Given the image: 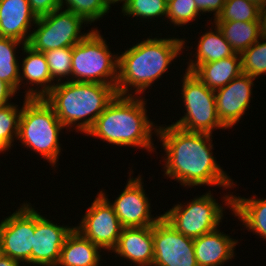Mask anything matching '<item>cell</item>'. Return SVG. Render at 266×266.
Masks as SVG:
<instances>
[{
    "instance_id": "cell-1",
    "label": "cell",
    "mask_w": 266,
    "mask_h": 266,
    "mask_svg": "<svg viewBox=\"0 0 266 266\" xmlns=\"http://www.w3.org/2000/svg\"><path fill=\"white\" fill-rule=\"evenodd\" d=\"M164 125H158L156 136L165 152L163 160L159 161L164 162L162 169L167 179H173L185 188L215 186L227 191L237 186V181L233 182L213 156L212 134Z\"/></svg>"
},
{
    "instance_id": "cell-2",
    "label": "cell",
    "mask_w": 266,
    "mask_h": 266,
    "mask_svg": "<svg viewBox=\"0 0 266 266\" xmlns=\"http://www.w3.org/2000/svg\"><path fill=\"white\" fill-rule=\"evenodd\" d=\"M170 36L169 34L168 37L154 38L151 35L143 41L132 44L121 54L118 53L117 95L144 96L143 93L148 88H152L156 81L164 78L162 76L171 69L170 65L172 66L176 58L185 53L184 49L189 51V46L186 44L189 41L185 40L186 37Z\"/></svg>"
},
{
    "instance_id": "cell-3",
    "label": "cell",
    "mask_w": 266,
    "mask_h": 266,
    "mask_svg": "<svg viewBox=\"0 0 266 266\" xmlns=\"http://www.w3.org/2000/svg\"><path fill=\"white\" fill-rule=\"evenodd\" d=\"M145 96L116 95L103 113L96 119L85 136L99 138L115 147H134L147 152H156L153 134L158 124L147 114Z\"/></svg>"
},
{
    "instance_id": "cell-4",
    "label": "cell",
    "mask_w": 266,
    "mask_h": 266,
    "mask_svg": "<svg viewBox=\"0 0 266 266\" xmlns=\"http://www.w3.org/2000/svg\"><path fill=\"white\" fill-rule=\"evenodd\" d=\"M116 95L112 85L64 81L56 83L44 99L67 131L86 134Z\"/></svg>"
},
{
    "instance_id": "cell-5",
    "label": "cell",
    "mask_w": 266,
    "mask_h": 266,
    "mask_svg": "<svg viewBox=\"0 0 266 266\" xmlns=\"http://www.w3.org/2000/svg\"><path fill=\"white\" fill-rule=\"evenodd\" d=\"M66 129L58 119L53 107L44 98L23 99L19 119L18 137L21 146L46 159L55 168L62 154L59 137Z\"/></svg>"
},
{
    "instance_id": "cell-6",
    "label": "cell",
    "mask_w": 266,
    "mask_h": 266,
    "mask_svg": "<svg viewBox=\"0 0 266 266\" xmlns=\"http://www.w3.org/2000/svg\"><path fill=\"white\" fill-rule=\"evenodd\" d=\"M221 198L222 204H219L209 190L201 196L190 199V202L182 201V204L178 201L172 208L162 213V217L175 230L195 239L221 227L219 225L225 218V210L229 208L232 211L233 192H226V195L224 194ZM224 206H227L226 209Z\"/></svg>"
},
{
    "instance_id": "cell-7",
    "label": "cell",
    "mask_w": 266,
    "mask_h": 266,
    "mask_svg": "<svg viewBox=\"0 0 266 266\" xmlns=\"http://www.w3.org/2000/svg\"><path fill=\"white\" fill-rule=\"evenodd\" d=\"M97 29L73 46L71 81L102 83L116 89L119 54L110 51Z\"/></svg>"
},
{
    "instance_id": "cell-8",
    "label": "cell",
    "mask_w": 266,
    "mask_h": 266,
    "mask_svg": "<svg viewBox=\"0 0 266 266\" xmlns=\"http://www.w3.org/2000/svg\"><path fill=\"white\" fill-rule=\"evenodd\" d=\"M181 78L180 99L185 109L182 117L172 124L189 132L213 134L217 129L226 130L217 114L215 92L192 72L185 71Z\"/></svg>"
},
{
    "instance_id": "cell-9",
    "label": "cell",
    "mask_w": 266,
    "mask_h": 266,
    "mask_svg": "<svg viewBox=\"0 0 266 266\" xmlns=\"http://www.w3.org/2000/svg\"><path fill=\"white\" fill-rule=\"evenodd\" d=\"M83 24L89 26L83 17L63 8L56 9L37 18L27 45L43 53L48 50L73 47L94 29L92 27L91 30L82 33Z\"/></svg>"
},
{
    "instance_id": "cell-10",
    "label": "cell",
    "mask_w": 266,
    "mask_h": 266,
    "mask_svg": "<svg viewBox=\"0 0 266 266\" xmlns=\"http://www.w3.org/2000/svg\"><path fill=\"white\" fill-rule=\"evenodd\" d=\"M27 202L0 221V245L4 256L31 266L36 208Z\"/></svg>"
},
{
    "instance_id": "cell-11",
    "label": "cell",
    "mask_w": 266,
    "mask_h": 266,
    "mask_svg": "<svg viewBox=\"0 0 266 266\" xmlns=\"http://www.w3.org/2000/svg\"><path fill=\"white\" fill-rule=\"evenodd\" d=\"M132 168L130 169L127 183L118 197L111 202L105 190L99 191L112 205L115 214L117 215L123 228L145 227L153 226L161 217L158 214L154 217L151 213L150 198L146 194L143 185L142 175L133 178L134 174Z\"/></svg>"
},
{
    "instance_id": "cell-12",
    "label": "cell",
    "mask_w": 266,
    "mask_h": 266,
    "mask_svg": "<svg viewBox=\"0 0 266 266\" xmlns=\"http://www.w3.org/2000/svg\"><path fill=\"white\" fill-rule=\"evenodd\" d=\"M96 195L74 228L102 250L111 253L123 227L109 201L100 192Z\"/></svg>"
},
{
    "instance_id": "cell-13",
    "label": "cell",
    "mask_w": 266,
    "mask_h": 266,
    "mask_svg": "<svg viewBox=\"0 0 266 266\" xmlns=\"http://www.w3.org/2000/svg\"><path fill=\"white\" fill-rule=\"evenodd\" d=\"M193 240L175 230L161 217L153 225L152 266H198Z\"/></svg>"
},
{
    "instance_id": "cell-14",
    "label": "cell",
    "mask_w": 266,
    "mask_h": 266,
    "mask_svg": "<svg viewBox=\"0 0 266 266\" xmlns=\"http://www.w3.org/2000/svg\"><path fill=\"white\" fill-rule=\"evenodd\" d=\"M256 78L241 74L226 86L215 90V103L221 123L229 129L238 124L243 115L249 110L253 99V86Z\"/></svg>"
},
{
    "instance_id": "cell-15",
    "label": "cell",
    "mask_w": 266,
    "mask_h": 266,
    "mask_svg": "<svg viewBox=\"0 0 266 266\" xmlns=\"http://www.w3.org/2000/svg\"><path fill=\"white\" fill-rule=\"evenodd\" d=\"M72 225H57L38 210H35V232L31 253L32 266H56L61 248L67 235L72 231Z\"/></svg>"
},
{
    "instance_id": "cell-16",
    "label": "cell",
    "mask_w": 266,
    "mask_h": 266,
    "mask_svg": "<svg viewBox=\"0 0 266 266\" xmlns=\"http://www.w3.org/2000/svg\"><path fill=\"white\" fill-rule=\"evenodd\" d=\"M21 50L25 56L20 62L19 91L25 86V98H44L56 85L44 53L33 50L27 44Z\"/></svg>"
},
{
    "instance_id": "cell-17",
    "label": "cell",
    "mask_w": 266,
    "mask_h": 266,
    "mask_svg": "<svg viewBox=\"0 0 266 266\" xmlns=\"http://www.w3.org/2000/svg\"><path fill=\"white\" fill-rule=\"evenodd\" d=\"M114 257L129 261L132 266H152L154 259L153 226L123 228ZM117 255V256H116Z\"/></svg>"
},
{
    "instance_id": "cell-18",
    "label": "cell",
    "mask_w": 266,
    "mask_h": 266,
    "mask_svg": "<svg viewBox=\"0 0 266 266\" xmlns=\"http://www.w3.org/2000/svg\"><path fill=\"white\" fill-rule=\"evenodd\" d=\"M36 20L28 0H0V37L28 44Z\"/></svg>"
},
{
    "instance_id": "cell-19",
    "label": "cell",
    "mask_w": 266,
    "mask_h": 266,
    "mask_svg": "<svg viewBox=\"0 0 266 266\" xmlns=\"http://www.w3.org/2000/svg\"><path fill=\"white\" fill-rule=\"evenodd\" d=\"M193 243L198 266H223L235 258L239 242L218 228L195 238Z\"/></svg>"
},
{
    "instance_id": "cell-20",
    "label": "cell",
    "mask_w": 266,
    "mask_h": 266,
    "mask_svg": "<svg viewBox=\"0 0 266 266\" xmlns=\"http://www.w3.org/2000/svg\"><path fill=\"white\" fill-rule=\"evenodd\" d=\"M210 22L212 23L208 24H211V28L207 29L209 31L206 30L197 38L199 41L197 42V47L195 46L194 48L195 51L189 52V56L195 58L189 57L185 71L193 72L202 63L218 61L236 54L218 26L213 21ZM192 52L194 53L192 54Z\"/></svg>"
},
{
    "instance_id": "cell-21",
    "label": "cell",
    "mask_w": 266,
    "mask_h": 266,
    "mask_svg": "<svg viewBox=\"0 0 266 266\" xmlns=\"http://www.w3.org/2000/svg\"><path fill=\"white\" fill-rule=\"evenodd\" d=\"M103 250L75 228L67 235L56 266H100ZM101 254V255H100Z\"/></svg>"
},
{
    "instance_id": "cell-22",
    "label": "cell",
    "mask_w": 266,
    "mask_h": 266,
    "mask_svg": "<svg viewBox=\"0 0 266 266\" xmlns=\"http://www.w3.org/2000/svg\"><path fill=\"white\" fill-rule=\"evenodd\" d=\"M192 73L208 88L215 91L243 73L241 56L236 53L218 61L202 63Z\"/></svg>"
},
{
    "instance_id": "cell-23",
    "label": "cell",
    "mask_w": 266,
    "mask_h": 266,
    "mask_svg": "<svg viewBox=\"0 0 266 266\" xmlns=\"http://www.w3.org/2000/svg\"><path fill=\"white\" fill-rule=\"evenodd\" d=\"M232 204L231 214L242 222V227L266 241V198L233 194Z\"/></svg>"
},
{
    "instance_id": "cell-24",
    "label": "cell",
    "mask_w": 266,
    "mask_h": 266,
    "mask_svg": "<svg viewBox=\"0 0 266 266\" xmlns=\"http://www.w3.org/2000/svg\"><path fill=\"white\" fill-rule=\"evenodd\" d=\"M233 50L241 54L262 35L261 21H214Z\"/></svg>"
},
{
    "instance_id": "cell-25",
    "label": "cell",
    "mask_w": 266,
    "mask_h": 266,
    "mask_svg": "<svg viewBox=\"0 0 266 266\" xmlns=\"http://www.w3.org/2000/svg\"><path fill=\"white\" fill-rule=\"evenodd\" d=\"M26 44L13 38L0 37V80L19 92L20 63L17 59L18 48Z\"/></svg>"
},
{
    "instance_id": "cell-26",
    "label": "cell",
    "mask_w": 266,
    "mask_h": 266,
    "mask_svg": "<svg viewBox=\"0 0 266 266\" xmlns=\"http://www.w3.org/2000/svg\"><path fill=\"white\" fill-rule=\"evenodd\" d=\"M167 7L166 0H128L120 11L123 16L133 17V20L136 17L135 19L142 23H144V20L146 23L147 20L149 22L151 19V22L160 17L162 18L160 22H163L167 16Z\"/></svg>"
},
{
    "instance_id": "cell-27",
    "label": "cell",
    "mask_w": 266,
    "mask_h": 266,
    "mask_svg": "<svg viewBox=\"0 0 266 266\" xmlns=\"http://www.w3.org/2000/svg\"><path fill=\"white\" fill-rule=\"evenodd\" d=\"M10 103L0 107V153L9 152L18 137L22 107Z\"/></svg>"
},
{
    "instance_id": "cell-28",
    "label": "cell",
    "mask_w": 266,
    "mask_h": 266,
    "mask_svg": "<svg viewBox=\"0 0 266 266\" xmlns=\"http://www.w3.org/2000/svg\"><path fill=\"white\" fill-rule=\"evenodd\" d=\"M262 8L249 0H226L221 14L213 21H261Z\"/></svg>"
},
{
    "instance_id": "cell-29",
    "label": "cell",
    "mask_w": 266,
    "mask_h": 266,
    "mask_svg": "<svg viewBox=\"0 0 266 266\" xmlns=\"http://www.w3.org/2000/svg\"><path fill=\"white\" fill-rule=\"evenodd\" d=\"M240 56L243 74L256 79L266 75V36H262Z\"/></svg>"
},
{
    "instance_id": "cell-30",
    "label": "cell",
    "mask_w": 266,
    "mask_h": 266,
    "mask_svg": "<svg viewBox=\"0 0 266 266\" xmlns=\"http://www.w3.org/2000/svg\"><path fill=\"white\" fill-rule=\"evenodd\" d=\"M61 8L83 17L90 25L104 18L111 9L106 0H61Z\"/></svg>"
},
{
    "instance_id": "cell-31",
    "label": "cell",
    "mask_w": 266,
    "mask_h": 266,
    "mask_svg": "<svg viewBox=\"0 0 266 266\" xmlns=\"http://www.w3.org/2000/svg\"><path fill=\"white\" fill-rule=\"evenodd\" d=\"M73 47H63L44 52L52 79L56 82L71 81Z\"/></svg>"
},
{
    "instance_id": "cell-32",
    "label": "cell",
    "mask_w": 266,
    "mask_h": 266,
    "mask_svg": "<svg viewBox=\"0 0 266 266\" xmlns=\"http://www.w3.org/2000/svg\"><path fill=\"white\" fill-rule=\"evenodd\" d=\"M199 16V18H198ZM201 14L196 7L194 0H172L168 2L166 20L173 24V29L178 27H184L200 19Z\"/></svg>"
},
{
    "instance_id": "cell-33",
    "label": "cell",
    "mask_w": 266,
    "mask_h": 266,
    "mask_svg": "<svg viewBox=\"0 0 266 266\" xmlns=\"http://www.w3.org/2000/svg\"><path fill=\"white\" fill-rule=\"evenodd\" d=\"M28 2L37 18L61 8V0H28Z\"/></svg>"
},
{
    "instance_id": "cell-34",
    "label": "cell",
    "mask_w": 266,
    "mask_h": 266,
    "mask_svg": "<svg viewBox=\"0 0 266 266\" xmlns=\"http://www.w3.org/2000/svg\"><path fill=\"white\" fill-rule=\"evenodd\" d=\"M200 14L213 13L212 20L221 14L226 0H194Z\"/></svg>"
},
{
    "instance_id": "cell-35",
    "label": "cell",
    "mask_w": 266,
    "mask_h": 266,
    "mask_svg": "<svg viewBox=\"0 0 266 266\" xmlns=\"http://www.w3.org/2000/svg\"><path fill=\"white\" fill-rule=\"evenodd\" d=\"M17 93L9 84L0 80V107L13 103L11 99H14Z\"/></svg>"
},
{
    "instance_id": "cell-36",
    "label": "cell",
    "mask_w": 266,
    "mask_h": 266,
    "mask_svg": "<svg viewBox=\"0 0 266 266\" xmlns=\"http://www.w3.org/2000/svg\"><path fill=\"white\" fill-rule=\"evenodd\" d=\"M22 264L20 261L4 255L0 258V266H23Z\"/></svg>"
},
{
    "instance_id": "cell-37",
    "label": "cell",
    "mask_w": 266,
    "mask_h": 266,
    "mask_svg": "<svg viewBox=\"0 0 266 266\" xmlns=\"http://www.w3.org/2000/svg\"><path fill=\"white\" fill-rule=\"evenodd\" d=\"M261 27H262V35L266 36V4L261 12Z\"/></svg>"
},
{
    "instance_id": "cell-38",
    "label": "cell",
    "mask_w": 266,
    "mask_h": 266,
    "mask_svg": "<svg viewBox=\"0 0 266 266\" xmlns=\"http://www.w3.org/2000/svg\"><path fill=\"white\" fill-rule=\"evenodd\" d=\"M128 0H106L107 4L110 6L111 8V5H117L119 3H122V5L120 7H123L125 5V3L127 2Z\"/></svg>"
},
{
    "instance_id": "cell-39",
    "label": "cell",
    "mask_w": 266,
    "mask_h": 266,
    "mask_svg": "<svg viewBox=\"0 0 266 266\" xmlns=\"http://www.w3.org/2000/svg\"><path fill=\"white\" fill-rule=\"evenodd\" d=\"M249 1L252 3H255L256 5L261 7L262 9L264 8V6L266 4V0H249Z\"/></svg>"
},
{
    "instance_id": "cell-40",
    "label": "cell",
    "mask_w": 266,
    "mask_h": 266,
    "mask_svg": "<svg viewBox=\"0 0 266 266\" xmlns=\"http://www.w3.org/2000/svg\"><path fill=\"white\" fill-rule=\"evenodd\" d=\"M3 256L2 254V249H1V245H0V258Z\"/></svg>"
}]
</instances>
